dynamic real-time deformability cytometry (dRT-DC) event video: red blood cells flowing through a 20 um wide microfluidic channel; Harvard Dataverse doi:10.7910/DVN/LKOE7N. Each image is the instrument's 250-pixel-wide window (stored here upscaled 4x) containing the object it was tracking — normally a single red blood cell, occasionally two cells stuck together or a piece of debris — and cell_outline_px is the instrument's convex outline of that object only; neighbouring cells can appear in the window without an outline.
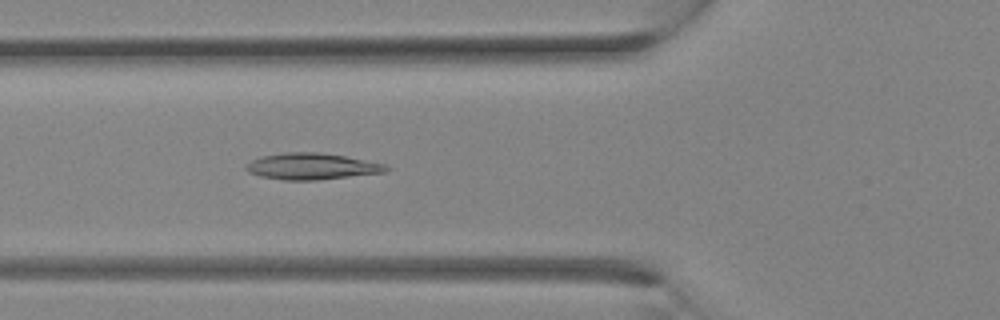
{"species": "Egyptian fruit bat (a non-hibernating species)", "species_latin": "Rousettus aegyptiacus", "temperature_condition": "room temperature", "stored_images_in_passage": 10, "camera_frame_rate_fps": 3000, "um_per_image_px": 0.085, "animal": {"sex": "female"}, "frame": {"image": 1, "passage_image": 10, "time_ms": 3.0, "image_size_px": [1000, 320], "cell_outline_px": [[392, 168], [384, 172], [316, 180], [284, 180], [260, 176], [248, 172], [244, 168], [244, 164], [260, 156], [284, 152], [320, 152], [344, 156], [388, 164]], "centroid_in_image_um": [26.48, 14.13], "position_along_channel_um": 99.3, "area_um2": 21.68}}